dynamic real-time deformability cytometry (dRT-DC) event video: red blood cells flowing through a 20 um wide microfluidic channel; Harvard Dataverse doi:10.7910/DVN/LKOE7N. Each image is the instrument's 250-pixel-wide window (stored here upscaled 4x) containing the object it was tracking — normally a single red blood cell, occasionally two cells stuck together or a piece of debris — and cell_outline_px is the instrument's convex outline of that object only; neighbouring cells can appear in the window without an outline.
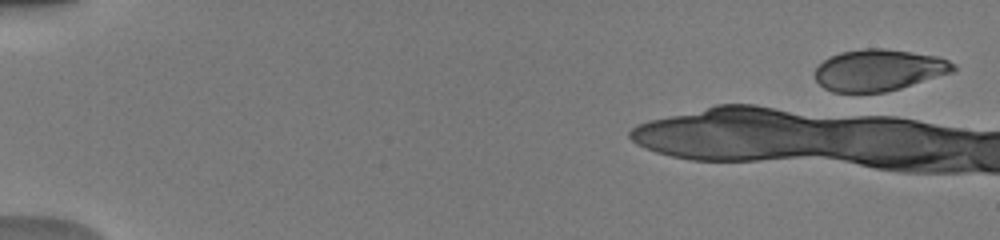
{"species": "human", "species_latin": "Homo sapiens", "temperature_condition": "warm", "stored_images_in_passage": 3, "camera_frame_rate_fps": 3000, "um_per_image_px": 0.085, "donor": {"sex": "male"}, "frame": {"image": 1, "passage_image": 2, "time_ms": 0.333, "image_size_px": [1000, 240], "cell_outline_px": [[956, 68], [952, 72], [900, 88], [884, 92], [832, 92], [824, 88], [816, 80], [816, 68], [828, 56], [840, 52], [864, 48], [884, 48], [940, 56], [956, 64]], "centroid_in_image_um": [74.7, 5.94], "position_along_channel_um": 10.3, "area_um2": 33.47}}